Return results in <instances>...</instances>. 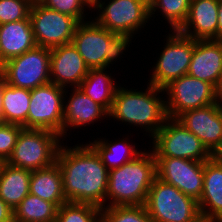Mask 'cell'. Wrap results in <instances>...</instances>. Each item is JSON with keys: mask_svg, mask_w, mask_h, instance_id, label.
Masks as SVG:
<instances>
[{"mask_svg": "<svg viewBox=\"0 0 222 222\" xmlns=\"http://www.w3.org/2000/svg\"><path fill=\"white\" fill-rule=\"evenodd\" d=\"M67 202L106 207L109 170L88 144L60 146L57 160Z\"/></svg>", "mask_w": 222, "mask_h": 222, "instance_id": "cell-1", "label": "cell"}, {"mask_svg": "<svg viewBox=\"0 0 222 222\" xmlns=\"http://www.w3.org/2000/svg\"><path fill=\"white\" fill-rule=\"evenodd\" d=\"M121 86L116 90L108 118L143 128L152 138L168 119L166 98H162L164 89L149 83L142 91Z\"/></svg>", "mask_w": 222, "mask_h": 222, "instance_id": "cell-2", "label": "cell"}, {"mask_svg": "<svg viewBox=\"0 0 222 222\" xmlns=\"http://www.w3.org/2000/svg\"><path fill=\"white\" fill-rule=\"evenodd\" d=\"M156 177V159L152 150H144L121 167L109 170L106 207L145 205Z\"/></svg>", "mask_w": 222, "mask_h": 222, "instance_id": "cell-3", "label": "cell"}, {"mask_svg": "<svg viewBox=\"0 0 222 222\" xmlns=\"http://www.w3.org/2000/svg\"><path fill=\"white\" fill-rule=\"evenodd\" d=\"M131 38L112 33L90 20L77 25L72 43L89 69H110L109 66L121 59L123 52L129 48Z\"/></svg>", "mask_w": 222, "mask_h": 222, "instance_id": "cell-4", "label": "cell"}, {"mask_svg": "<svg viewBox=\"0 0 222 222\" xmlns=\"http://www.w3.org/2000/svg\"><path fill=\"white\" fill-rule=\"evenodd\" d=\"M60 139V135L49 130L23 128L6 163L30 171L53 165L63 142Z\"/></svg>", "mask_w": 222, "mask_h": 222, "instance_id": "cell-5", "label": "cell"}, {"mask_svg": "<svg viewBox=\"0 0 222 222\" xmlns=\"http://www.w3.org/2000/svg\"><path fill=\"white\" fill-rule=\"evenodd\" d=\"M145 208L154 222H194L201 216L198 201L157 177L148 191Z\"/></svg>", "mask_w": 222, "mask_h": 222, "instance_id": "cell-6", "label": "cell"}, {"mask_svg": "<svg viewBox=\"0 0 222 222\" xmlns=\"http://www.w3.org/2000/svg\"><path fill=\"white\" fill-rule=\"evenodd\" d=\"M92 9L98 10L92 18L98 25L118 35L134 37L150 20L146 0H95Z\"/></svg>", "mask_w": 222, "mask_h": 222, "instance_id": "cell-7", "label": "cell"}, {"mask_svg": "<svg viewBox=\"0 0 222 222\" xmlns=\"http://www.w3.org/2000/svg\"><path fill=\"white\" fill-rule=\"evenodd\" d=\"M155 157H173L205 162L211 153L204 144L176 119L168 118L151 138Z\"/></svg>", "mask_w": 222, "mask_h": 222, "instance_id": "cell-8", "label": "cell"}, {"mask_svg": "<svg viewBox=\"0 0 222 222\" xmlns=\"http://www.w3.org/2000/svg\"><path fill=\"white\" fill-rule=\"evenodd\" d=\"M166 38V45L159 54L156 65L152 66L149 84L164 88L172 80L188 73L193 55L195 40L186 37L177 30H171Z\"/></svg>", "mask_w": 222, "mask_h": 222, "instance_id": "cell-9", "label": "cell"}, {"mask_svg": "<svg viewBox=\"0 0 222 222\" xmlns=\"http://www.w3.org/2000/svg\"><path fill=\"white\" fill-rule=\"evenodd\" d=\"M50 48L36 46L5 62L1 74L6 83L25 89H35L51 82Z\"/></svg>", "mask_w": 222, "mask_h": 222, "instance_id": "cell-10", "label": "cell"}, {"mask_svg": "<svg viewBox=\"0 0 222 222\" xmlns=\"http://www.w3.org/2000/svg\"><path fill=\"white\" fill-rule=\"evenodd\" d=\"M168 118L176 119L185 111L212 105L217 100V89L210 83L188 74L172 80L164 88Z\"/></svg>", "mask_w": 222, "mask_h": 222, "instance_id": "cell-11", "label": "cell"}, {"mask_svg": "<svg viewBox=\"0 0 222 222\" xmlns=\"http://www.w3.org/2000/svg\"><path fill=\"white\" fill-rule=\"evenodd\" d=\"M29 17L36 45L50 49L72 43L79 24L74 17L49 9L40 2H32Z\"/></svg>", "mask_w": 222, "mask_h": 222, "instance_id": "cell-12", "label": "cell"}, {"mask_svg": "<svg viewBox=\"0 0 222 222\" xmlns=\"http://www.w3.org/2000/svg\"><path fill=\"white\" fill-rule=\"evenodd\" d=\"M65 90L48 83L31 90L28 129H45L62 137Z\"/></svg>", "mask_w": 222, "mask_h": 222, "instance_id": "cell-13", "label": "cell"}, {"mask_svg": "<svg viewBox=\"0 0 222 222\" xmlns=\"http://www.w3.org/2000/svg\"><path fill=\"white\" fill-rule=\"evenodd\" d=\"M157 178L199 201L204 182V162L155 157Z\"/></svg>", "mask_w": 222, "mask_h": 222, "instance_id": "cell-14", "label": "cell"}, {"mask_svg": "<svg viewBox=\"0 0 222 222\" xmlns=\"http://www.w3.org/2000/svg\"><path fill=\"white\" fill-rule=\"evenodd\" d=\"M50 51L51 83L64 89L78 88L90 69L77 48L69 43L53 47Z\"/></svg>", "mask_w": 222, "mask_h": 222, "instance_id": "cell-15", "label": "cell"}, {"mask_svg": "<svg viewBox=\"0 0 222 222\" xmlns=\"http://www.w3.org/2000/svg\"><path fill=\"white\" fill-rule=\"evenodd\" d=\"M212 153L222 140V111L219 103L183 112L177 118Z\"/></svg>", "mask_w": 222, "mask_h": 222, "instance_id": "cell-16", "label": "cell"}, {"mask_svg": "<svg viewBox=\"0 0 222 222\" xmlns=\"http://www.w3.org/2000/svg\"><path fill=\"white\" fill-rule=\"evenodd\" d=\"M218 0H190L186 21L177 30L194 40H217Z\"/></svg>", "mask_w": 222, "mask_h": 222, "instance_id": "cell-17", "label": "cell"}, {"mask_svg": "<svg viewBox=\"0 0 222 222\" xmlns=\"http://www.w3.org/2000/svg\"><path fill=\"white\" fill-rule=\"evenodd\" d=\"M187 74L217 89L222 77V43L219 40H195Z\"/></svg>", "mask_w": 222, "mask_h": 222, "instance_id": "cell-18", "label": "cell"}, {"mask_svg": "<svg viewBox=\"0 0 222 222\" xmlns=\"http://www.w3.org/2000/svg\"><path fill=\"white\" fill-rule=\"evenodd\" d=\"M71 92V96L68 99L65 98L68 91L65 90L64 95L63 140L68 134V128L70 129L72 127L75 129L80 127V129H82L83 126L93 125L99 121V119L109 117V113L102 106L84 94L79 87L72 88Z\"/></svg>", "mask_w": 222, "mask_h": 222, "instance_id": "cell-19", "label": "cell"}, {"mask_svg": "<svg viewBox=\"0 0 222 222\" xmlns=\"http://www.w3.org/2000/svg\"><path fill=\"white\" fill-rule=\"evenodd\" d=\"M201 216L222 222V164L204 162L203 191L198 201Z\"/></svg>", "mask_w": 222, "mask_h": 222, "instance_id": "cell-20", "label": "cell"}, {"mask_svg": "<svg viewBox=\"0 0 222 222\" xmlns=\"http://www.w3.org/2000/svg\"><path fill=\"white\" fill-rule=\"evenodd\" d=\"M30 17L0 25V53L4 62L36 47Z\"/></svg>", "mask_w": 222, "mask_h": 222, "instance_id": "cell-21", "label": "cell"}, {"mask_svg": "<svg viewBox=\"0 0 222 222\" xmlns=\"http://www.w3.org/2000/svg\"><path fill=\"white\" fill-rule=\"evenodd\" d=\"M29 193L54 203L58 208L67 202L57 162L48 167L31 171Z\"/></svg>", "mask_w": 222, "mask_h": 222, "instance_id": "cell-22", "label": "cell"}, {"mask_svg": "<svg viewBox=\"0 0 222 222\" xmlns=\"http://www.w3.org/2000/svg\"><path fill=\"white\" fill-rule=\"evenodd\" d=\"M31 171L3 162L0 168V198L13 210L29 194Z\"/></svg>", "mask_w": 222, "mask_h": 222, "instance_id": "cell-23", "label": "cell"}, {"mask_svg": "<svg viewBox=\"0 0 222 222\" xmlns=\"http://www.w3.org/2000/svg\"><path fill=\"white\" fill-rule=\"evenodd\" d=\"M105 70L106 68L90 69L79 88L109 113L120 85L114 81L116 78L113 79L111 73L108 74Z\"/></svg>", "mask_w": 222, "mask_h": 222, "instance_id": "cell-24", "label": "cell"}, {"mask_svg": "<svg viewBox=\"0 0 222 222\" xmlns=\"http://www.w3.org/2000/svg\"><path fill=\"white\" fill-rule=\"evenodd\" d=\"M119 140L120 138L115 141L97 138L93 142L89 141V145L97 152L108 170L121 167L142 152V150H137L134 143L128 142V137Z\"/></svg>", "mask_w": 222, "mask_h": 222, "instance_id": "cell-25", "label": "cell"}, {"mask_svg": "<svg viewBox=\"0 0 222 222\" xmlns=\"http://www.w3.org/2000/svg\"><path fill=\"white\" fill-rule=\"evenodd\" d=\"M31 90L6 83L4 78L3 123L20 125L28 129V111Z\"/></svg>", "mask_w": 222, "mask_h": 222, "instance_id": "cell-26", "label": "cell"}, {"mask_svg": "<svg viewBox=\"0 0 222 222\" xmlns=\"http://www.w3.org/2000/svg\"><path fill=\"white\" fill-rule=\"evenodd\" d=\"M57 211L54 203L29 193L13 210L14 222H56Z\"/></svg>", "mask_w": 222, "mask_h": 222, "instance_id": "cell-27", "label": "cell"}, {"mask_svg": "<svg viewBox=\"0 0 222 222\" xmlns=\"http://www.w3.org/2000/svg\"><path fill=\"white\" fill-rule=\"evenodd\" d=\"M190 7V0H151L149 3L150 19L155 12L165 17L170 30H178L186 21Z\"/></svg>", "mask_w": 222, "mask_h": 222, "instance_id": "cell-28", "label": "cell"}, {"mask_svg": "<svg viewBox=\"0 0 222 222\" xmlns=\"http://www.w3.org/2000/svg\"><path fill=\"white\" fill-rule=\"evenodd\" d=\"M101 208L87 203L66 202L58 208L56 222H100Z\"/></svg>", "mask_w": 222, "mask_h": 222, "instance_id": "cell-29", "label": "cell"}, {"mask_svg": "<svg viewBox=\"0 0 222 222\" xmlns=\"http://www.w3.org/2000/svg\"><path fill=\"white\" fill-rule=\"evenodd\" d=\"M101 222H154L145 205L111 206L101 208Z\"/></svg>", "mask_w": 222, "mask_h": 222, "instance_id": "cell-30", "label": "cell"}, {"mask_svg": "<svg viewBox=\"0 0 222 222\" xmlns=\"http://www.w3.org/2000/svg\"><path fill=\"white\" fill-rule=\"evenodd\" d=\"M40 3L49 9L74 17L79 23L87 21L85 8L93 11L89 0H41Z\"/></svg>", "mask_w": 222, "mask_h": 222, "instance_id": "cell-31", "label": "cell"}, {"mask_svg": "<svg viewBox=\"0 0 222 222\" xmlns=\"http://www.w3.org/2000/svg\"><path fill=\"white\" fill-rule=\"evenodd\" d=\"M31 5V0H0V25L26 19Z\"/></svg>", "mask_w": 222, "mask_h": 222, "instance_id": "cell-32", "label": "cell"}, {"mask_svg": "<svg viewBox=\"0 0 222 222\" xmlns=\"http://www.w3.org/2000/svg\"><path fill=\"white\" fill-rule=\"evenodd\" d=\"M22 126L0 122V159L6 162L16 145Z\"/></svg>", "mask_w": 222, "mask_h": 222, "instance_id": "cell-33", "label": "cell"}, {"mask_svg": "<svg viewBox=\"0 0 222 222\" xmlns=\"http://www.w3.org/2000/svg\"><path fill=\"white\" fill-rule=\"evenodd\" d=\"M0 222H14L13 209L2 198H0Z\"/></svg>", "mask_w": 222, "mask_h": 222, "instance_id": "cell-34", "label": "cell"}, {"mask_svg": "<svg viewBox=\"0 0 222 222\" xmlns=\"http://www.w3.org/2000/svg\"><path fill=\"white\" fill-rule=\"evenodd\" d=\"M222 37V0H218L217 40Z\"/></svg>", "mask_w": 222, "mask_h": 222, "instance_id": "cell-35", "label": "cell"}, {"mask_svg": "<svg viewBox=\"0 0 222 222\" xmlns=\"http://www.w3.org/2000/svg\"><path fill=\"white\" fill-rule=\"evenodd\" d=\"M211 159L217 163L222 164V140L218 144V146L211 153Z\"/></svg>", "mask_w": 222, "mask_h": 222, "instance_id": "cell-36", "label": "cell"}, {"mask_svg": "<svg viewBox=\"0 0 222 222\" xmlns=\"http://www.w3.org/2000/svg\"><path fill=\"white\" fill-rule=\"evenodd\" d=\"M3 93H4V77L0 73V122H3Z\"/></svg>", "mask_w": 222, "mask_h": 222, "instance_id": "cell-37", "label": "cell"}, {"mask_svg": "<svg viewBox=\"0 0 222 222\" xmlns=\"http://www.w3.org/2000/svg\"><path fill=\"white\" fill-rule=\"evenodd\" d=\"M217 99H222V77H221V81L217 87Z\"/></svg>", "mask_w": 222, "mask_h": 222, "instance_id": "cell-38", "label": "cell"}, {"mask_svg": "<svg viewBox=\"0 0 222 222\" xmlns=\"http://www.w3.org/2000/svg\"><path fill=\"white\" fill-rule=\"evenodd\" d=\"M194 222H218L209 218H206L204 216H200L198 219H196Z\"/></svg>", "mask_w": 222, "mask_h": 222, "instance_id": "cell-39", "label": "cell"}, {"mask_svg": "<svg viewBox=\"0 0 222 222\" xmlns=\"http://www.w3.org/2000/svg\"><path fill=\"white\" fill-rule=\"evenodd\" d=\"M4 64H5V62L3 61L2 57H1V53H0V73L3 70Z\"/></svg>", "mask_w": 222, "mask_h": 222, "instance_id": "cell-40", "label": "cell"}, {"mask_svg": "<svg viewBox=\"0 0 222 222\" xmlns=\"http://www.w3.org/2000/svg\"><path fill=\"white\" fill-rule=\"evenodd\" d=\"M217 100H218L219 106H220L221 111H222V99H217Z\"/></svg>", "mask_w": 222, "mask_h": 222, "instance_id": "cell-41", "label": "cell"}, {"mask_svg": "<svg viewBox=\"0 0 222 222\" xmlns=\"http://www.w3.org/2000/svg\"><path fill=\"white\" fill-rule=\"evenodd\" d=\"M32 2H40L41 0H31Z\"/></svg>", "mask_w": 222, "mask_h": 222, "instance_id": "cell-42", "label": "cell"}, {"mask_svg": "<svg viewBox=\"0 0 222 222\" xmlns=\"http://www.w3.org/2000/svg\"><path fill=\"white\" fill-rule=\"evenodd\" d=\"M2 164H3V161L0 159V168H1Z\"/></svg>", "mask_w": 222, "mask_h": 222, "instance_id": "cell-43", "label": "cell"}]
</instances>
